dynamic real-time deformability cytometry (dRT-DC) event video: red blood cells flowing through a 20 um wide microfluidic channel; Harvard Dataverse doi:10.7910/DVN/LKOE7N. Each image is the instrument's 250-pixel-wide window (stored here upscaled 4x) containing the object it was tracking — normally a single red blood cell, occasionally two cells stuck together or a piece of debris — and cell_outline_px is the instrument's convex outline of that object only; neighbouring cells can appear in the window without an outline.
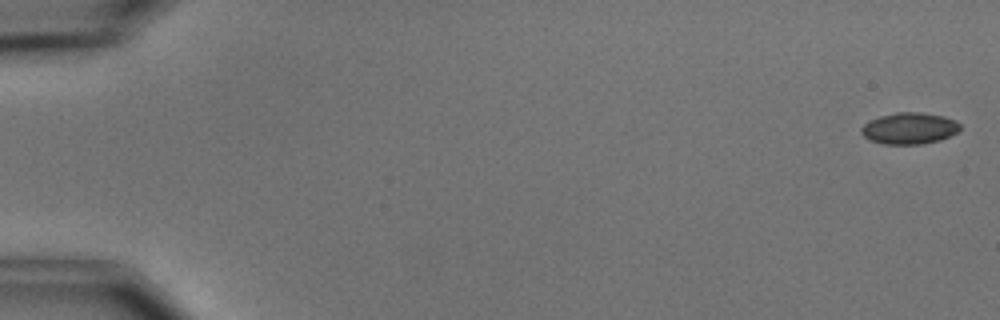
{"species": "common noctule bat (a hibernating species)", "species_latin": "Nyctalus noctula", "temperature_condition": "cold", "stored_images_in_passage": 5, "camera_frame_rate_fps": 3000, "um_per_image_px": 0.085, "animal": {"sex": "male", "body_mass_g": 15.6}, "frame": {"image": 1, "passage_image": 1, "time_ms": 0.0, "image_size_px": [1000, 320], "cell_outline_px": [[960, 128], [956, 132], [940, 140], [924, 144], [884, 144], [868, 140], [860, 132], [860, 128], [864, 124], [880, 116], [896, 112], [920, 112], [944, 116], [956, 120], [960, 124]], "centroid_in_image_um": [77.28, 10.91], "position_along_channel_um": 7.7, "area_um2": 18.15}}
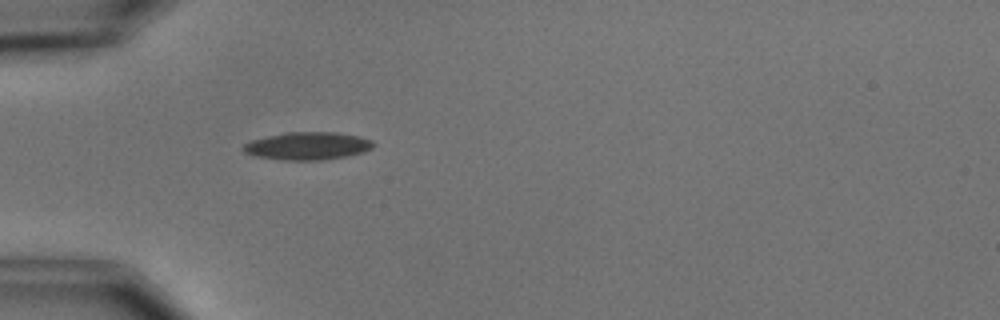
{"frame": {"image": 2, "passage_image": 5, "time_ms": 5.333, "image_size_px": [1000, 320], "cell_outline_px": [[376, 144], [372, 148], [364, 152], [344, 156], [320, 160], [284, 160], [256, 156], [244, 152], [240, 148], [244, 144], [252, 140], [284, 132], [336, 132], [360, 136], [372, 140]], "centroid_in_image_um": [26.15, 12.39], "position_along_channel_um": 58.8, "area_um2": 21.04}}